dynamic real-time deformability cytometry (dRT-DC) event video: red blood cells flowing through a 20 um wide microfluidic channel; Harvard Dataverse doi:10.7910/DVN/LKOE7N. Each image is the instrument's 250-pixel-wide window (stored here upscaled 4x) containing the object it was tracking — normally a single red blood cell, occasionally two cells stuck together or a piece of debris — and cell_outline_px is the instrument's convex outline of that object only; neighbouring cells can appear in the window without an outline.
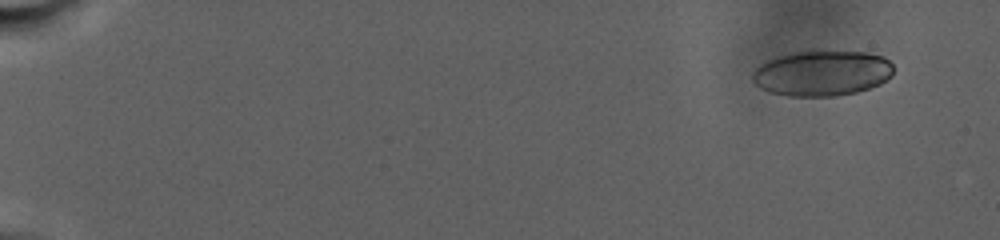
{"species": "human", "species_latin": "Homo sapiens", "temperature_condition": "warm", "stored_images_in_passage": 12, "camera_frame_rate_fps": 3000, "um_per_image_px": 0.085, "donor": {"sex": "male"}, "frame": {"image": 1, "passage_image": 1, "time_ms": 0.0, "image_size_px": [1000, 240], "cell_outline_px": [[892, 76], [880, 84], [856, 92], [832, 96], [788, 96], [768, 92], [760, 88], [752, 80], [752, 72], [760, 64], [768, 60], [780, 56], [796, 52], [868, 52], [884, 56], [892, 64]], "centroid_in_image_um": [69.87, 6.23], "position_along_channel_um": 15.1, "area_um2": 37.11}}
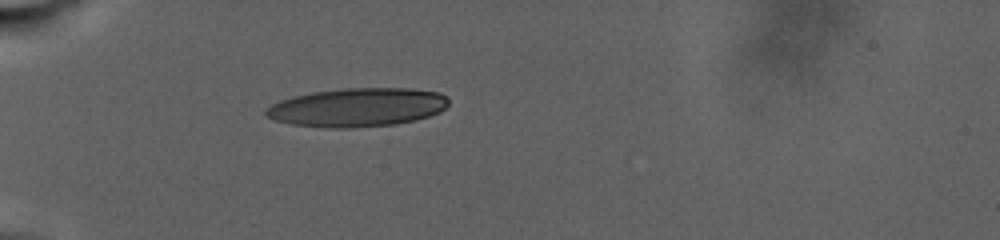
{"frame": {"image": 2, "passage_image": 9, "time_ms": 8.667, "image_size_px": [1000, 240], "cell_outline_px": [[448, 104], [440, 112], [416, 120], [396, 124], [348, 128], [332, 128], [292, 124], [276, 120], [268, 116], [264, 112], [264, 108], [280, 100], [292, 96], [312, 92], [344, 88], [412, 88], [440, 92], [448, 96]], "centroid_in_image_um": [30.4, 9.11], "position_along_channel_um": 54.6, "area_um2": 41.33}}
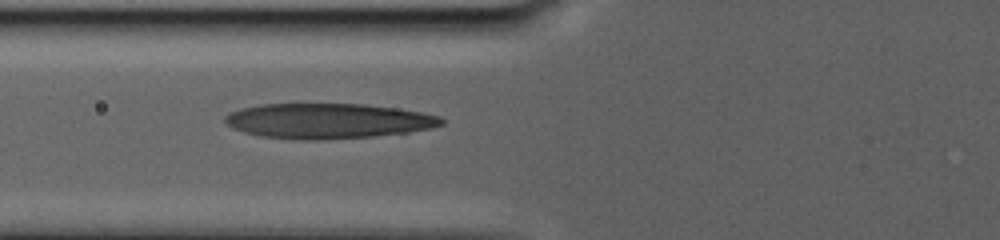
{"frame": {"image": 3, "passage_image": 12, "time_ms": 11.667, "image_size_px": [1000, 240], "cell_outline_px": [[444, 124], [432, 128], [408, 132], [372, 136], [328, 140], [300, 140], [260, 136], [244, 132], [232, 128], [224, 120], [224, 116], [240, 108], [260, 104], [364, 104], [396, 108], [420, 112], [440, 116], [444, 120]], "centroid_in_image_um": [27.87, 10.28], "position_along_channel_um": 97.9, "area_um2": 44.45}}